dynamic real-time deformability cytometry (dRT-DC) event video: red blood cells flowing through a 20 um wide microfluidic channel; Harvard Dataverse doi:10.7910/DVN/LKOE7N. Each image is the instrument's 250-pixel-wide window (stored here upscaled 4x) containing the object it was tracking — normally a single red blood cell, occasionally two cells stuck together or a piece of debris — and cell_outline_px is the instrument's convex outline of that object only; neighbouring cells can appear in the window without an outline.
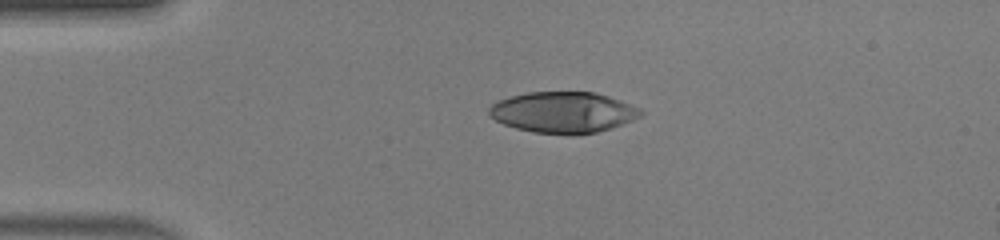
{"species": "human", "species_latin": "Homo sapiens", "temperature_condition": "warm", "stored_images_in_passage": 39, "camera_frame_rate_fps": 3000, "um_per_image_px": 0.085, "donor": {"sex": "male"}, "frame": {"image": 1, "passage_image": 1, "time_ms": 0.0, "image_size_px": [1000, 240], "cell_outline_px": [[644, 112], [640, 116], [632, 120], [596, 132], [572, 136], [568, 136], [532, 132], [516, 128], [504, 124], [488, 116], [488, 108], [492, 104], [508, 96], [528, 92], [592, 92], [608, 96], [620, 100], [640, 108]], "centroid_in_image_um": [47.83, 9.56], "position_along_channel_um": 37.2, "area_um2": 36.41}}
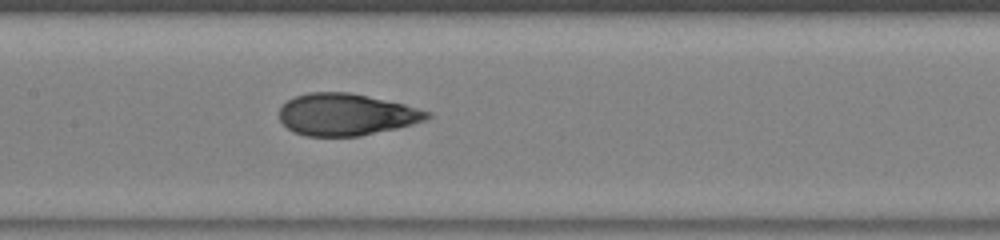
{"frame": {"image": 2, "passage_image": 14, "time_ms": 4.333, "image_size_px": [1000, 240], "cell_outline_px": [[432, 116], [428, 120], [396, 128], [360, 136], [304, 136], [292, 132], [280, 120], [280, 108], [288, 100], [296, 96], [308, 92], [348, 92], [368, 96], [404, 104], [432, 112]], "centroid_in_image_um": [29.44, 9.74], "position_along_channel_um": 178.0, "area_um2": 36.13}}
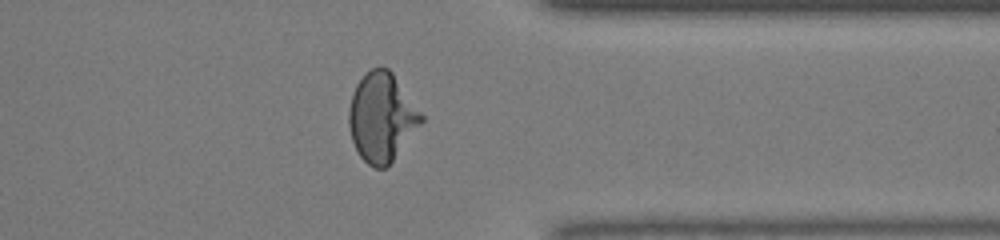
{"frame": {"image": 3, "passage_image": 29, "time_ms": 9.333, "image_size_px": [1000, 240], "cell_outline_px": [[424, 120], [388, 168], [372, 168], [360, 156], [352, 140], [348, 124], [348, 112], [352, 92], [356, 84], [372, 68], [388, 68], [392, 72], [424, 116]], "centroid_in_image_um": [32.44, 10.0], "position_along_channel_um": 379.0, "area_um2": 37.4}, "authors_computed_cell_mechanics": {"area_um2": 36.5874, "velocity_mm_per_s": 4.1502, "shape_relaxation_time_tau1_ms": 7.6198, "shape_relaxation_time_tau2_ms": null, "deformation_change_tau1": 0.355, "deformation_change_tau2": null}}